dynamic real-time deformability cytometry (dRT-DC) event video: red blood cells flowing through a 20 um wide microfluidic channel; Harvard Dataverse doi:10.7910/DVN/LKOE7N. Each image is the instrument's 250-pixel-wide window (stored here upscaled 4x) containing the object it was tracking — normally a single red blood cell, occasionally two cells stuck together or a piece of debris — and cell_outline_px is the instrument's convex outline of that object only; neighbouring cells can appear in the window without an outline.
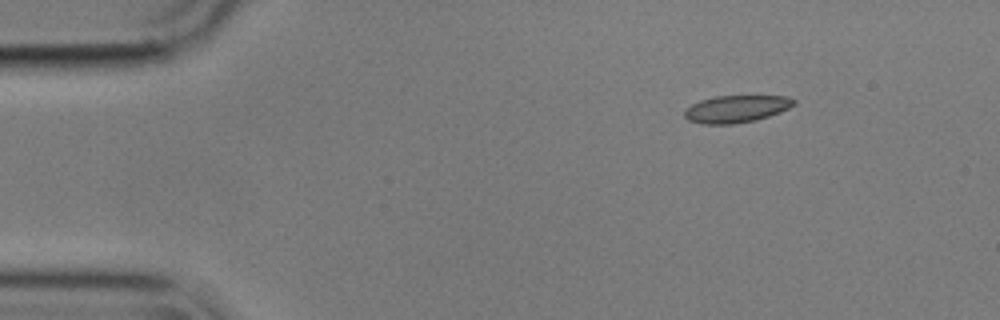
{"species": "common noctule bat (a hibernating species)", "species_latin": "Nyctalus noctula", "temperature_condition": "cold", "stored_images_in_passage": 49, "camera_frame_rate_fps": 3000, "um_per_image_px": 0.085, "animal": {"sex": "male", "body_mass_g": 17.9}, "frame": {"image": 1, "passage_image": 1, "time_ms": 0.0, "image_size_px": [1000, 320], "cell_outline_px": [[796, 104], [780, 112], [756, 120], [736, 124], [700, 124], [688, 120], [684, 116], [684, 108], [700, 100], [716, 96], [788, 96], [796, 100]], "centroid_in_image_um": [62.56, 9.26], "position_along_channel_um": 22.4, "area_um2": 17.51}}
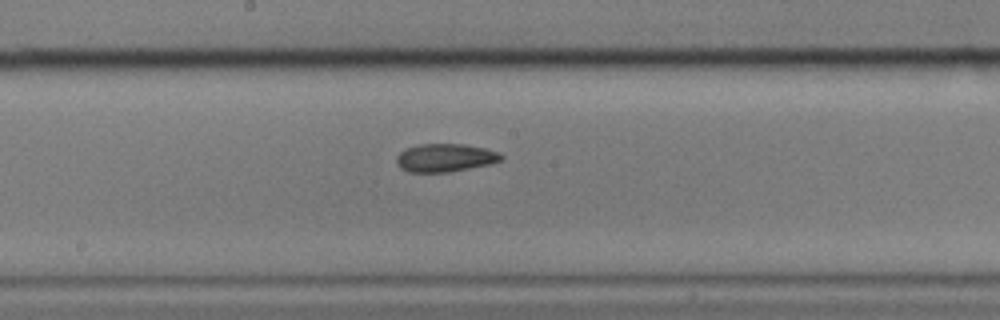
{"frame": {"image": 2, "passage_image": 23, "time_ms": 7.333, "image_size_px": [1000, 320], "cell_outline_px": [[504, 156], [500, 160], [492, 164], [448, 172], [408, 172], [400, 168], [396, 164], [396, 156], [404, 148], [420, 144], [464, 144], [484, 148], [500, 152]], "centroid_in_image_um": [37.82, 13.41], "position_along_channel_um": 210.4, "area_um2": 17.34}}
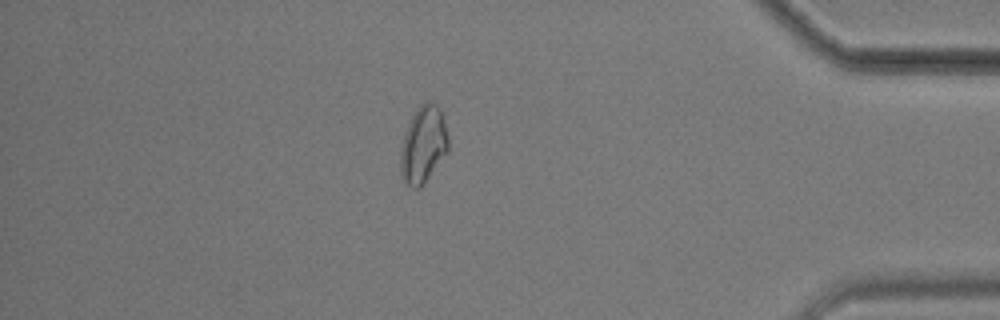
{"frame": {"image": 3, "passage_image": 42, "time_ms": 13.667, "image_size_px": [1000, 320], "cell_outline_px": [[448, 152], [424, 184], [420, 188], [412, 188], [400, 176], [400, 152], [404, 136], [408, 124], [412, 116], [420, 104], [428, 100], [436, 104], [440, 108], [448, 136]], "centroid_in_image_um": [35.98, 12.31], "position_along_channel_um": 399.2, "area_um2": 21.5}, "authors_computed_cell_mechanics": {"area_um2": 17.5134, "velocity_mm_per_s": 3.5558, "shape_relaxation_time_tau1_ms": 9.5865, "shape_relaxation_time_tau2_ms": 3.8868, "deformation_change_tau1": 0.1851, "deformation_change_tau2": 0.0851}}